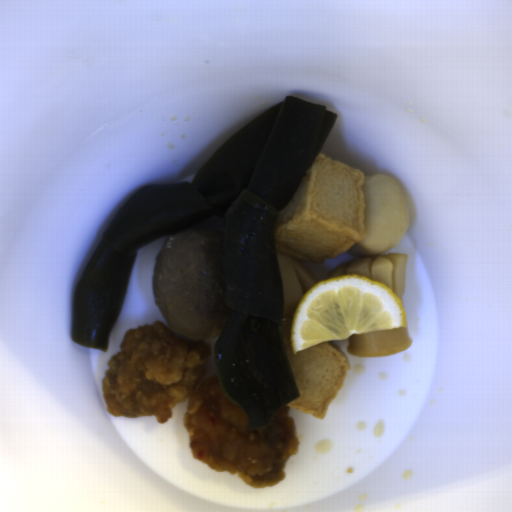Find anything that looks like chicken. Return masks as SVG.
I'll return each mask as SVG.
<instances>
[{
	"label": "chicken",
	"mask_w": 512,
	"mask_h": 512,
	"mask_svg": "<svg viewBox=\"0 0 512 512\" xmlns=\"http://www.w3.org/2000/svg\"><path fill=\"white\" fill-rule=\"evenodd\" d=\"M119 349L107 360L102 380L109 414L156 416L163 425L186 399L183 423L195 460L262 490L285 478L286 462L300 449L290 407L277 409L260 428H249L247 413L227 398L218 378L202 381L208 345L184 342L161 322L127 330Z\"/></svg>",
	"instance_id": "chicken-1"
}]
</instances>
